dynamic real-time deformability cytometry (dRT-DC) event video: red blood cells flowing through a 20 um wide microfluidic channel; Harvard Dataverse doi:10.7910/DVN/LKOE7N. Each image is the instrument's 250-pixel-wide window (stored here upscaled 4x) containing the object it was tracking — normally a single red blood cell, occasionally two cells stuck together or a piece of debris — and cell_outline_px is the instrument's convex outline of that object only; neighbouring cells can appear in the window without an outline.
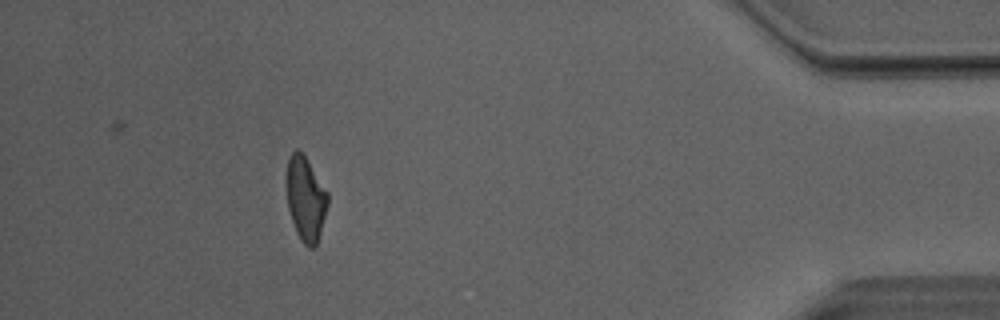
{"species": "Egyptian fruit bat (a non-hibernating species)", "species_latin": "Rousettus aegyptiacus", "temperature_condition": "room temperature", "stored_images_in_passage": 32, "camera_frame_rate_fps": 3000, "um_per_image_px": 0.085, "animal": {"sex": "male"}, "frame": {"image": 1, "passage_image": 32, "time_ms": 10.333, "image_size_px": [1000, 320], "cell_outline_px": [[328, 204], [316, 248], [308, 248], [300, 240], [296, 232], [288, 208], [288, 160], [292, 152], [296, 148], [304, 156], [328, 192]], "centroid_in_image_um": [26.0, 16.96], "position_along_channel_um": 409.2, "area_um2": 19.77}, "authors_computed_cell_mechanics": {"area_um2": 20.8947, "velocity_mm_per_s": 4.0851, "shape_relaxation_time_tau1_ms": null, "shape_relaxation_time_tau2_ms": 1.7034, "deformation_change_tau1": null, "deformation_change_tau2": 0.0883}}